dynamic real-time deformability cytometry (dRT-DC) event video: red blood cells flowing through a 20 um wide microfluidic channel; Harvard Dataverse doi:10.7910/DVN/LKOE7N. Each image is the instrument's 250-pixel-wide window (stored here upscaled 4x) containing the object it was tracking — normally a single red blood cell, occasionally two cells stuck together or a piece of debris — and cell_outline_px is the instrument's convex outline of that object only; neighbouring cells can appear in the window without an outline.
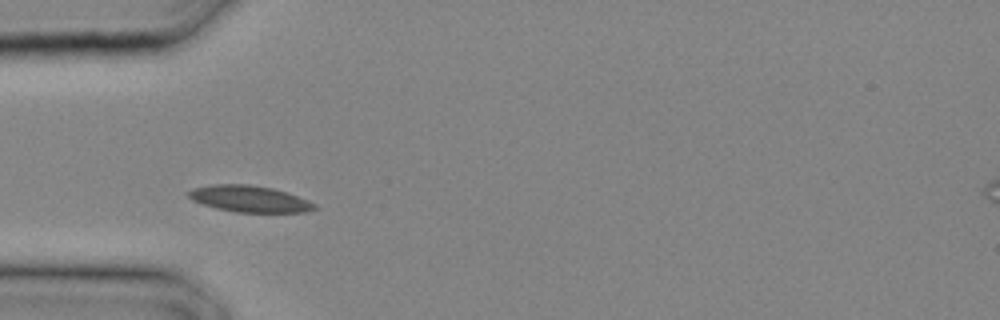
{"species": "common noctule bat (a hibernating species)", "species_latin": "Nyctalus noctula", "temperature_condition": "cold", "stored_images_in_passage": 11, "camera_frame_rate_fps": 3000, "um_per_image_px": 0.085, "animal": {"sex": "male", "body_mass_g": 20.4}, "frame": {"image": 1, "passage_image": 4, "time_ms": 1.0, "image_size_px": [1000, 320], "cell_outline_px": [[316, 208], [304, 212], [236, 212], [216, 208], [192, 200], [188, 196], [188, 192], [192, 188], [212, 184], [248, 184], [272, 188], [288, 192], [308, 200], [316, 204]], "centroid_in_image_um": [21.2, 16.89], "position_along_channel_um": 63.8, "area_um2": 19.36}}